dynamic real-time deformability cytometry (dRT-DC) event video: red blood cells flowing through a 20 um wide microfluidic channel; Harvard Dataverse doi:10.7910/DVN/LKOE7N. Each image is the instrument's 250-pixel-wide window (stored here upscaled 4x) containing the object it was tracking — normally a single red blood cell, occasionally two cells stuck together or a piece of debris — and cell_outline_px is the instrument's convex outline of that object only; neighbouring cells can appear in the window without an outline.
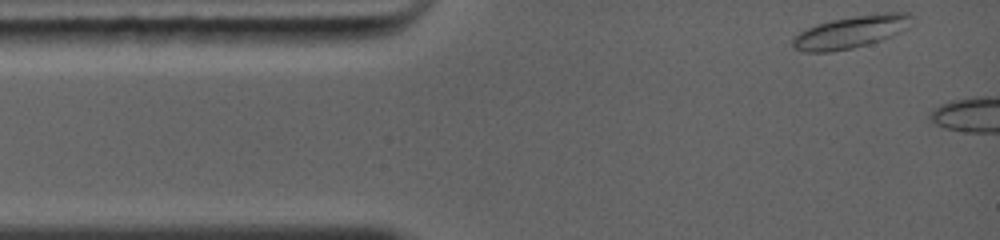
{"species": "common noctule bat (a hibernating species)", "species_latin": "Nyctalus noctula", "temperature_condition": "warm", "stored_images_in_passage": 4, "camera_frame_rate_fps": 5000, "um_per_image_px": 0.085, "animal": {"sex": "female", "body_mass_g": 19.0, "forearm_length_mm": 56.7}, "frame": {"image": 1, "passage_image": 1, "time_ms": 0.0, "image_size_px": [1000, 240], "cell_outline_px": [[912, 16], [908, 28], [892, 36], [880, 40], [852, 48], [832, 52], [804, 52], [792, 48], [792, 40], [800, 32], [816, 24], [832, 20], [852, 16], [884, 12], [908, 12]], "centroid_in_image_um": [72.33, 2.71], "position_along_channel_um": 12.7, "area_um2": 22.43}}